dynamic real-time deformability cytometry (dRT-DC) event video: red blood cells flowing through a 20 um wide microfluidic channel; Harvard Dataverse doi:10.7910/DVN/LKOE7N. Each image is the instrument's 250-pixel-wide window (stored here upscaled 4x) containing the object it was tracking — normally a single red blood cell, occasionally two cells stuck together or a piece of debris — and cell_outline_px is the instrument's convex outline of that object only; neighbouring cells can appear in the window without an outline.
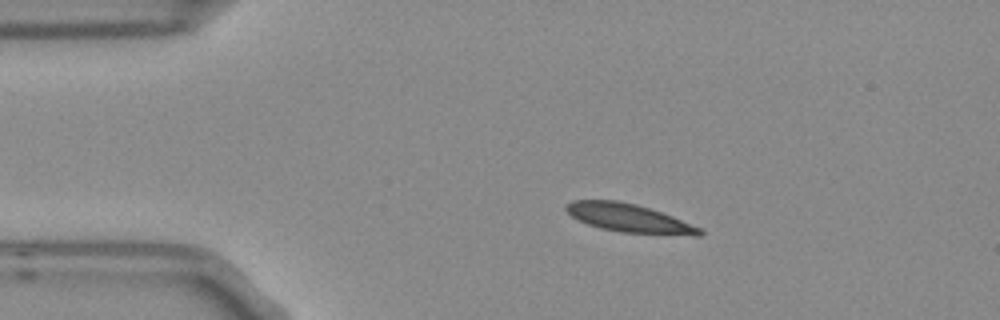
{"species": "Egyptian fruit bat (a non-hibernating species)", "species_latin": "Rousettus aegyptiacus", "temperature_condition": "room temperature", "stored_images_in_passage": 3, "camera_frame_rate_fps": 3000, "um_per_image_px": 0.085, "frame": {"image": 1, "passage_image": 2, "time_ms": 0.333, "image_size_px": [1000, 320], "cell_outline_px": [[704, 232], [700, 236], [696, 236], [620, 232], [600, 228], [588, 224], [572, 216], [564, 208], [564, 204], [572, 200], [616, 200], [636, 204], [672, 216], [700, 228]], "centroid_in_image_um": [53.45, 18.54], "position_along_channel_um": 31.6, "area_um2": 21.96}}